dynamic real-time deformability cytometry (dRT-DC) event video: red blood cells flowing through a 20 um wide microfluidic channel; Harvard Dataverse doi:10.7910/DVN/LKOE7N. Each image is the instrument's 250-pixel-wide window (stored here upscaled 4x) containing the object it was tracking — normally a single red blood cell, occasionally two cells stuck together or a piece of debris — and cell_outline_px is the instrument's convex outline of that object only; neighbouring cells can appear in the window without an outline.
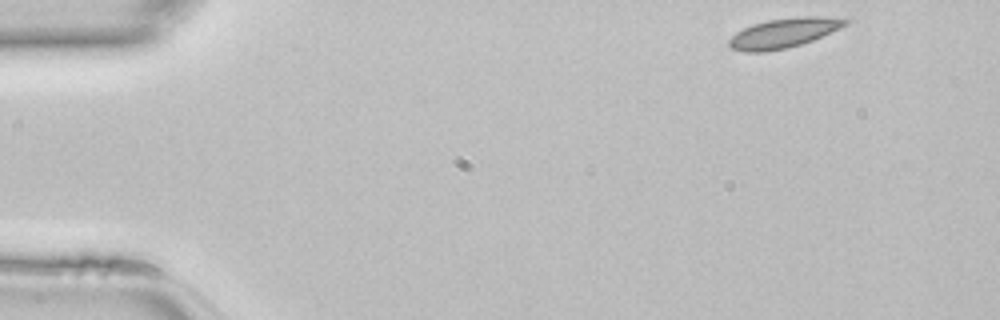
{"species": "common noctule bat (a hibernating species)", "species_latin": "Nyctalus noctula", "temperature_condition": "room temperature", "stored_images_in_passage": 43, "camera_frame_rate_fps": 3000, "um_per_image_px": 0.085, "animal": {"sex": "female", "body_mass_g": 22.7, "forearm_length_mm": 54.2}, "frame": {"image": 1, "passage_image": 1, "time_ms": 0.0, "image_size_px": [1000, 320], "cell_outline_px": [[852, 20], [848, 24], [840, 28], [812, 40], [800, 44], [784, 48], [764, 52], [744, 52], [732, 48], [728, 44], [728, 40], [736, 32], [752, 24], [768, 20], [804, 16], [816, 16]], "centroid_in_image_um": [66.59, 2.8], "position_along_channel_um": 18.4, "area_um2": 19.77}}
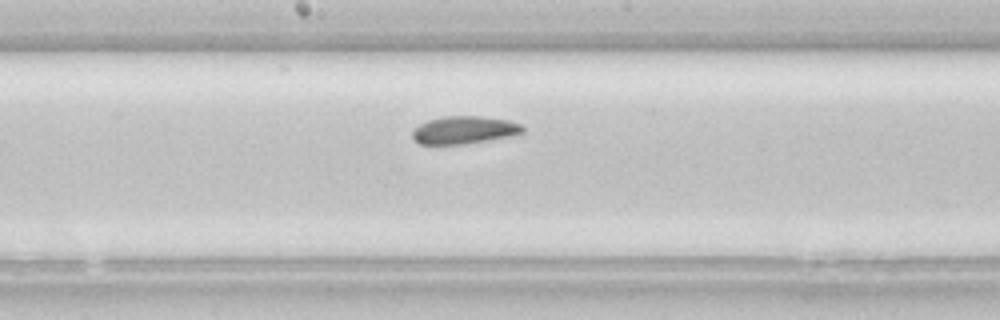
{"frame": {"image": 2, "passage_image": 21, "time_ms": 6.667, "image_size_px": [1000, 320], "cell_outline_px": [[524, 132], [520, 136], [464, 144], [420, 144], [412, 136], [412, 132], [420, 124], [428, 120], [444, 116], [480, 116], [508, 120], [520, 124], [524, 128]], "centroid_in_image_um": [39.55, 11.06], "position_along_channel_um": 208.7, "area_um2": 18.03}}
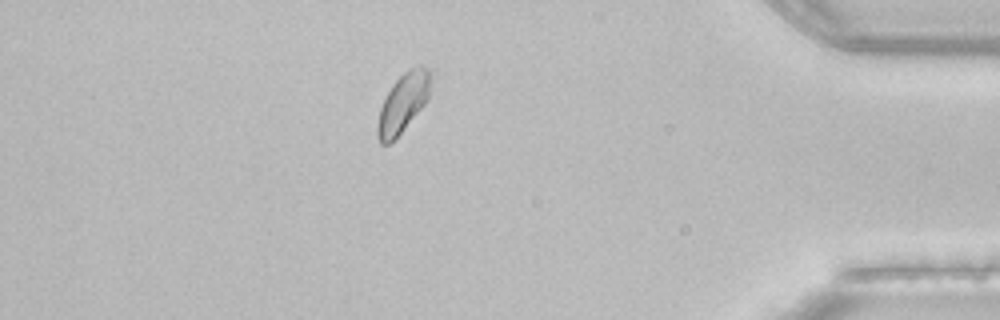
{"frame": {"image": 3, "passage_image": 37, "time_ms": 12.0, "image_size_px": [1000, 320], "cell_outline_px": [[428, 96], [424, 104], [404, 128], [388, 144], [380, 144], [376, 136], [376, 128], [380, 108], [392, 84], [408, 68], [416, 64], [420, 64], [428, 68]], "centroid_in_image_um": [34.2, 8.74], "position_along_channel_um": 401.0, "area_um2": 17.74}}